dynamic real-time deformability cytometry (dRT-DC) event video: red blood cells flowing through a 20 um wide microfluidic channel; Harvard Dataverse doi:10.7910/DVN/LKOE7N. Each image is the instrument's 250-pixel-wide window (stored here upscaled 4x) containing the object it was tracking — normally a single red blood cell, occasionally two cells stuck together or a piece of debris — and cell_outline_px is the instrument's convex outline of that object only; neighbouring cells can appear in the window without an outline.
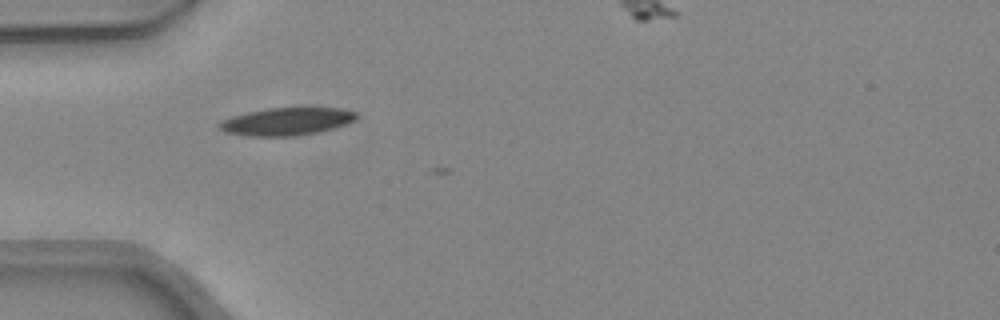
{"species": "common noctule bat (a hibernating species)", "species_latin": "Nyctalus noctula", "temperature_condition": "warm", "stored_images_in_passage": 5, "camera_frame_rate_fps": 3000, "um_per_image_px": 0.085, "animal": {"sex": "female", "body_mass_g": 24.6, "forearm_length_mm": 56.2}, "frame": {"image": 1, "passage_image": 4, "time_ms": 1.0, "image_size_px": [1000, 320], "cell_outline_px": [[360, 116], [356, 120], [332, 128], [316, 132], [296, 136], [248, 136], [224, 132], [216, 128], [216, 124], [220, 120], [232, 116], [248, 112], [268, 108], [340, 108], [356, 112]], "centroid_in_image_um": [24.31, 10.33], "position_along_channel_um": 60.7, "area_um2": 22.2}}